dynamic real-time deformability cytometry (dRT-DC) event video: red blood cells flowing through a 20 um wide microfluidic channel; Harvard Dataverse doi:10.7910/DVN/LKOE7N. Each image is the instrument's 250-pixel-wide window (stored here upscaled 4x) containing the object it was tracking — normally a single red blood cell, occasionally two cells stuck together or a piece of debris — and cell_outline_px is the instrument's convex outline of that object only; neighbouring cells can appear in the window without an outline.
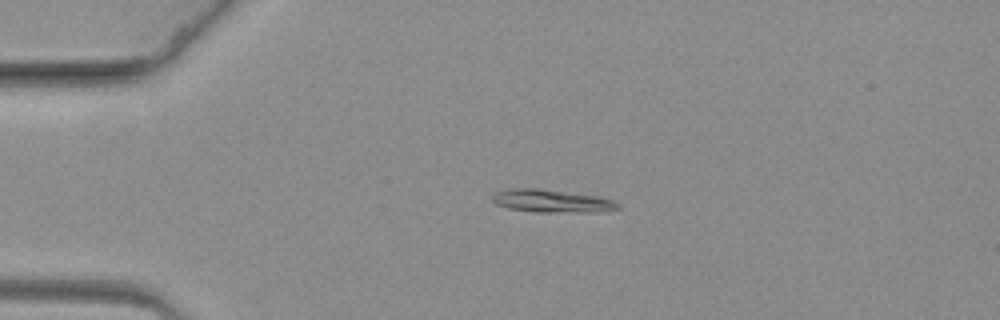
{"species": "common noctule bat (a hibernating species)", "species_latin": "Nyctalus noctula", "temperature_condition": "warm", "stored_images_in_passage": 57, "camera_frame_rate_fps": 3000, "um_per_image_px": 0.085, "animal": {"sex": "female", "body_mass_g": 19.3, "forearm_length_mm": 54.1}, "frame": {"image": 1, "passage_image": 9, "time_ms": 2.667, "image_size_px": [1000, 320], "cell_outline_px": [[620, 208], [600, 212], [532, 212], [508, 208], [496, 204], [492, 200], [492, 196], [496, 192], [512, 188], [536, 188], [600, 196], [616, 200], [620, 204]], "centroid_in_image_um": [46.96, 17.09], "position_along_channel_um": 38.0, "area_um2": 16.94}}
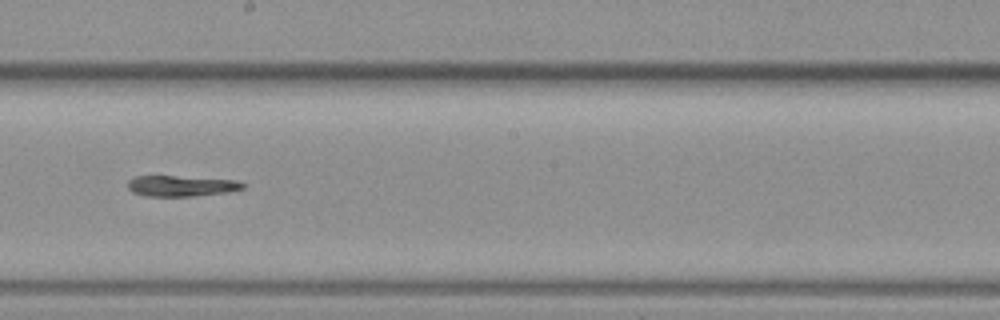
{"frame": {"image": 2, "passage_image": 30, "time_ms": 9.667, "image_size_px": [1000, 320], "cell_outline_px": [[248, 184], [244, 188], [228, 192], [192, 196], [144, 196], [132, 192], [128, 188], [128, 180], [136, 176], [172, 176], [236, 180]], "centroid_in_image_um": [15.41, 15.81], "position_along_channel_um": 232.8, "area_um2": 13.93}}
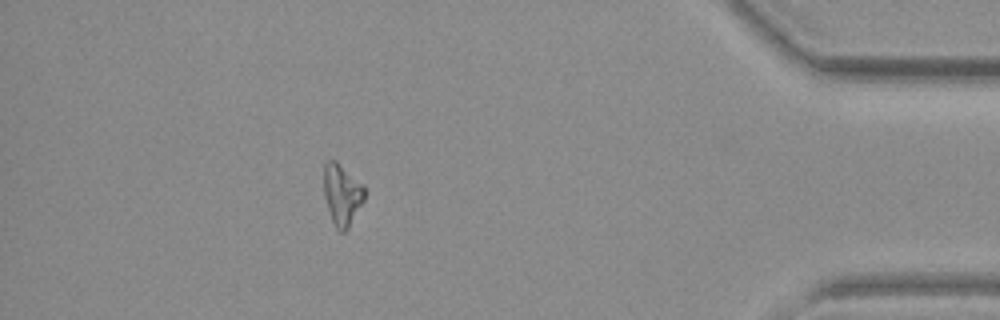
{"frame": {"image": 3, "passage_image": 50, "time_ms": 16.333, "image_size_px": [1000, 320], "cell_outline_px": [[364, 200], [348, 228], [344, 232], [340, 232], [336, 228], [332, 220], [324, 196], [324, 164], [328, 160], [336, 160], [364, 184]], "centroid_in_image_um": [29.07, 16.51], "position_along_channel_um": 406.1, "area_um2": 14.51}}